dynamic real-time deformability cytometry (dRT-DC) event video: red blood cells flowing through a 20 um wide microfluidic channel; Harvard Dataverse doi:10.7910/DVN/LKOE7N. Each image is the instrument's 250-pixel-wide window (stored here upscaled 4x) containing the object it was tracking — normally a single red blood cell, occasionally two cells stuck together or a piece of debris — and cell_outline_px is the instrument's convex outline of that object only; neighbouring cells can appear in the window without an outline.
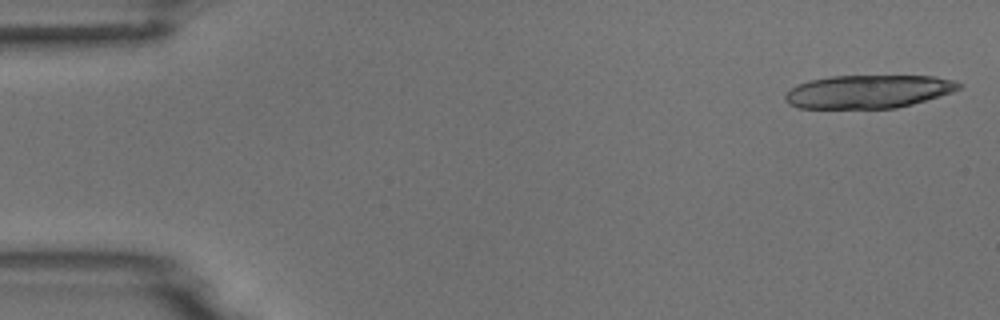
{"species": "common noctule bat (a hibernating species)", "species_latin": "Nyctalus noctula", "temperature_condition": "room temperature", "stored_images_in_passage": 4, "camera_frame_rate_fps": 3000, "um_per_image_px": 0.085, "animal": {"sex": "male", "body_mass_g": 18.8}, "frame": {"image": 1, "passage_image": 1, "time_ms": 0.0, "image_size_px": [1000, 320], "cell_outline_px": [[964, 84], [960, 88], [952, 92], [912, 104], [896, 108], [800, 108], [788, 104], [784, 100], [784, 96], [796, 84], [808, 80], [832, 76], [932, 76], [952, 80]], "centroid_in_image_um": [73.78, 7.78], "position_along_channel_um": 11.2, "area_um2": 33.58}}